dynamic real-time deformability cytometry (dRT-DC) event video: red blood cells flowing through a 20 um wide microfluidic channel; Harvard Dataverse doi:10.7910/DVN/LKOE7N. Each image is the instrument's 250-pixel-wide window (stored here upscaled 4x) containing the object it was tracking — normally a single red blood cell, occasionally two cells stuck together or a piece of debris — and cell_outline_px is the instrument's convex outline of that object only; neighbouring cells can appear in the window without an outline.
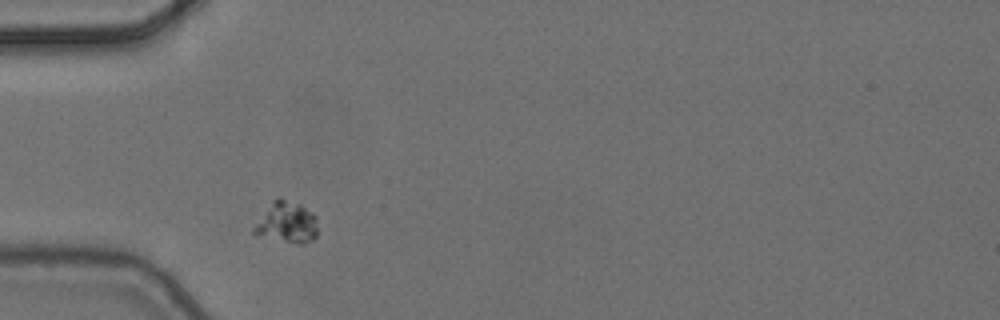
{"species": "common noctule bat (a hibernating species)", "species_latin": "Nyctalus noctula", "temperature_condition": "cold", "stored_images_in_passage": 2, "camera_frame_rate_fps": 3000, "um_per_image_px": 0.085, "animal": {"sex": "female", "body_mass_g": 24.6, "forearm_length_mm": 56.2}, "frame": {"image": 1, "passage_image": 1, "time_ms": 0.0, "image_size_px": [1000, 320], "cell_outline_px": [[316, 236], [312, 240], [304, 244], [300, 244], [256, 236], [252, 232], [252, 228], [272, 200], [276, 196], [280, 196], [300, 204], [312, 212], [316, 216]], "centroid_in_image_um": [24.34, 18.89], "position_along_channel_um": 60.7, "area_um2": 15.55}}